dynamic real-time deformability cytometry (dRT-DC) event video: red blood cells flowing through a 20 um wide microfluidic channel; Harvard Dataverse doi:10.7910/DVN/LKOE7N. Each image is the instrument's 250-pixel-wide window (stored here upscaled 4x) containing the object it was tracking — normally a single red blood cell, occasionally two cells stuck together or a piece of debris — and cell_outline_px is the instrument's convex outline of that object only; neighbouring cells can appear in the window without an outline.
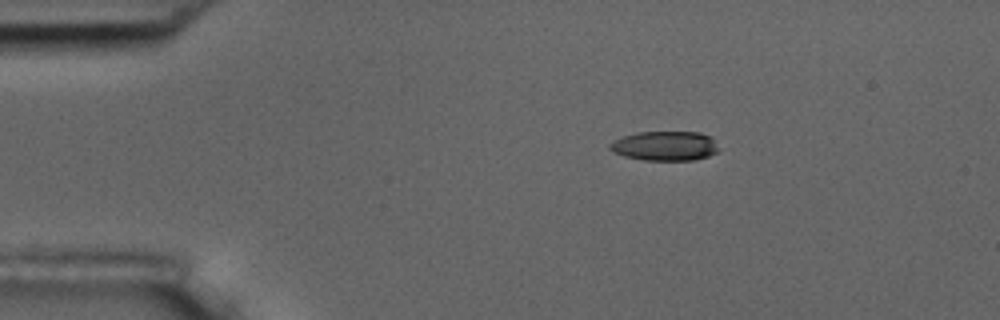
{"species": "common noctule bat (a hibernating species)", "species_latin": "Nyctalus noctula", "temperature_condition": "room temperature", "stored_images_in_passage": 48, "camera_frame_rate_fps": 3000, "um_per_image_px": 0.085, "animal": {"sex": "male", "body_mass_g": 17.5, "forearm_length_mm": 52.3}, "frame": {"image": 1, "passage_image": 1, "time_ms": 0.0, "image_size_px": [1000, 320], "cell_outline_px": [[716, 152], [708, 156], [696, 160], [644, 160], [624, 156], [612, 152], [608, 148], [608, 144], [612, 140], [636, 132], [700, 132], [712, 136], [716, 148]], "centroid_in_image_um": [56.47, 12.4], "position_along_channel_um": 28.5, "area_um2": 18.79}}
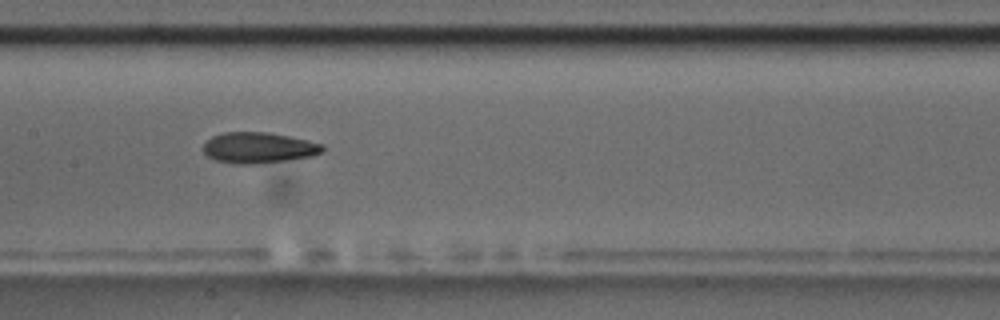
{"frame": {"image": 2, "passage_image": 19, "time_ms": 6.0, "image_size_px": [1000, 320], "cell_outline_px": [[324, 152], [312, 156], [256, 164], [240, 164], [216, 160], [208, 156], [200, 148], [212, 136], [224, 132], [268, 132], [308, 140], [324, 144]], "centroid_in_image_um": [21.99, 12.55], "position_along_channel_um": 185.4, "area_um2": 21.44}}
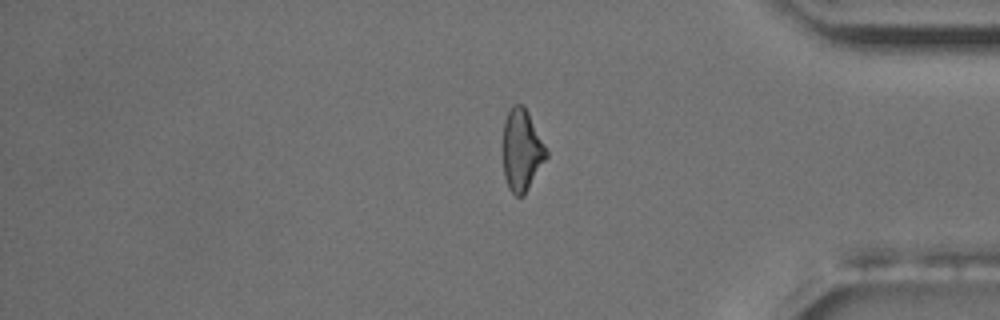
{"frame": {"image": 3, "passage_image": 38, "time_ms": 12.333, "image_size_px": [1000, 320], "cell_outline_px": [[548, 156], [524, 196], [516, 196], [508, 188], [504, 176], [504, 120], [512, 104], [524, 104], [548, 152]], "centroid_in_image_um": [44.35, 12.77], "position_along_channel_um": 390.8, "area_um2": 20.52}, "authors_computed_cell_mechanics": {"area_um2": 21.2126, "velocity_mm_per_s": 3.5898, "shape_relaxation_time_tau1_ms": 3.8179, "shape_relaxation_time_tau2_ms": 3.4556, "deformation_change_tau1": 0.1682, "deformation_change_tau2": 0.1196}}